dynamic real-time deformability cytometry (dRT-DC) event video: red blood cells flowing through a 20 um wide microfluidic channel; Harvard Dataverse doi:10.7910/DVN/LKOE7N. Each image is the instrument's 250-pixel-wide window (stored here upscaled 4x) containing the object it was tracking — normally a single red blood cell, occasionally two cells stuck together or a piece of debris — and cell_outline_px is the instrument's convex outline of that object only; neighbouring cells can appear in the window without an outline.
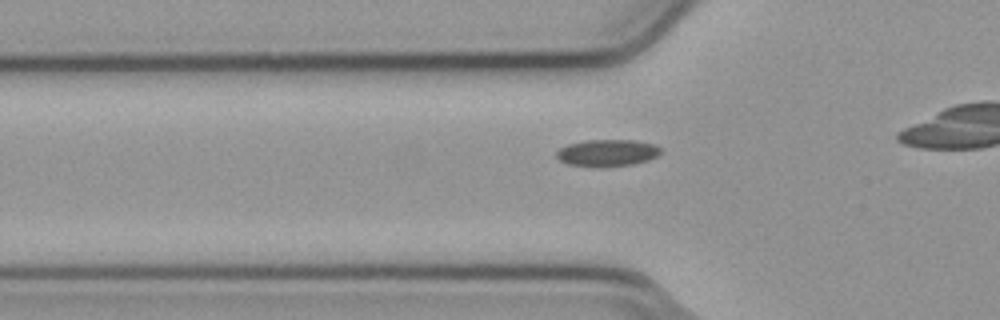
{"species": "common noctule bat (a hibernating species)", "species_latin": "Nyctalus noctula", "temperature_condition": "cold", "stored_images_in_passage": 36, "camera_frame_rate_fps": 3000, "um_per_image_px": 0.085, "animal": {"sex": "male", "body_mass_g": 23.1, "forearm_length_mm": 52.7}, "frame": {"image": 1, "passage_image": 4, "time_ms": 1.0, "image_size_px": [1000, 320], "cell_outline_px": [[660, 152], [656, 156], [648, 160], [632, 164], [568, 164], [560, 160], [556, 156], [556, 152], [560, 148], [568, 144], [584, 140], [636, 140], [656, 144], [660, 148]], "centroid_in_image_um": [51.64, 12.93], "position_along_channel_um": 74.2, "area_um2": 15.55}}
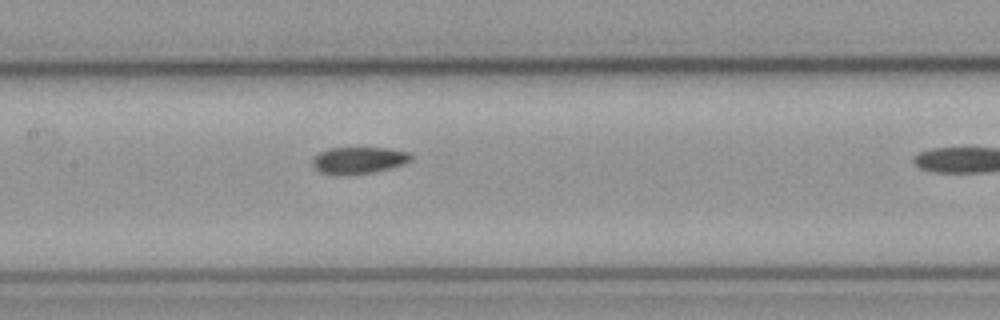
{"frame": {"image": 2, "passage_image": 12, "time_ms": 3.667, "image_size_px": [1000, 320], "cell_outline_px": [[412, 160], [388, 168], [372, 172], [348, 176], [336, 176], [320, 172], [312, 164], [312, 160], [320, 152], [328, 148], [388, 148], [408, 152], [412, 156]], "centroid_in_image_um": [30.44, 13.64], "position_along_channel_um": 177.0, "area_um2": 15.37}}
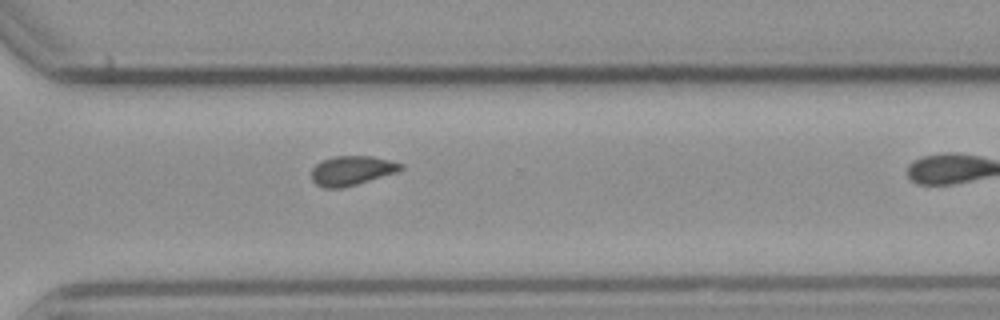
{"frame": {"image": 3, "passage_image": 25, "time_ms": 8.0, "image_size_px": [1000, 320], "cell_outline_px": [[404, 168], [396, 172], [356, 184], [340, 188], [324, 188], [316, 184], [312, 180], [312, 168], [316, 164], [324, 160], [336, 156], [372, 156], [404, 164]], "centroid_in_image_um": [29.9, 14.5], "position_along_channel_um": 340.7, "area_um2": 15.09}, "authors_computed_cell_mechanics": {"area_um2": 15.2592, "velocity_mm_per_s": 3.7933, "shape_relaxation_time_tau1_ms": null, "shape_relaxation_time_tau2_ms": 3.3306, "deformation_change_tau1": null, "deformation_change_tau2": 0.0861}}